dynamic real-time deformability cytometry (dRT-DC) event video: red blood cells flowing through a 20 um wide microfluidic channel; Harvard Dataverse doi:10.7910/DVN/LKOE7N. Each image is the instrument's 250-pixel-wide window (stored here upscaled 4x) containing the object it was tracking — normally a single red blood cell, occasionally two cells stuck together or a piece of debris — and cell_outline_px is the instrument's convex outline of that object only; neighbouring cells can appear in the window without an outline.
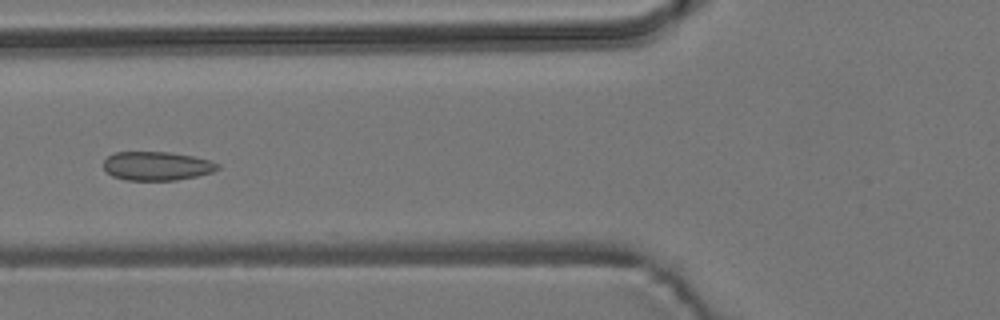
{"species": "common noctule bat (a hibernating species)", "species_latin": "Nyctalus noctula", "temperature_condition": "room temperature", "stored_images_in_passage": 8, "camera_frame_rate_fps": 3000, "um_per_image_px": 0.085, "animal": {"sex": "male", "body_mass_g": 19.2, "forearm_length_mm": 51.8}, "frame": {"image": 1, "passage_image": 5, "time_ms": 6.333, "image_size_px": [1000, 320], "cell_outline_px": [[220, 168], [212, 172], [196, 176], [176, 180], [128, 180], [112, 176], [104, 168], [104, 160], [108, 156], [116, 152], [168, 152], [192, 156], [212, 160], [220, 164]], "centroid_in_image_um": [13.36, 14.1], "position_along_channel_um": 112.4, "area_um2": 19.13}}
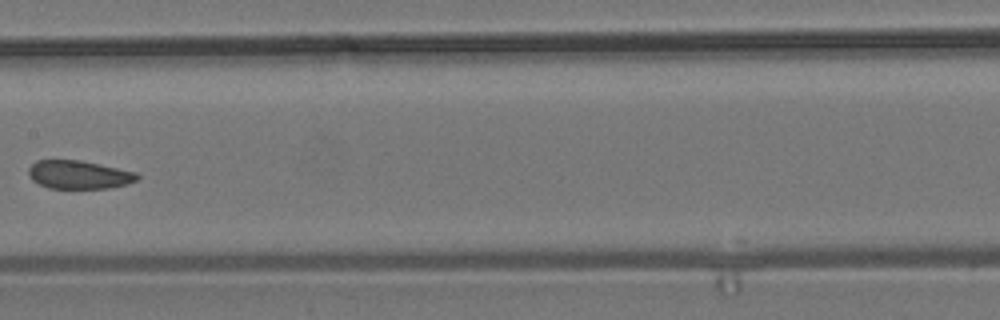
{"frame": {"image": 2, "passage_image": 7, "time_ms": 8.667, "image_size_px": [1000, 320], "cell_outline_px": [[140, 176], [136, 180], [124, 184], [108, 188], [48, 188], [32, 180], [28, 176], [28, 168], [36, 160], [80, 160], [136, 172]], "centroid_in_image_um": [6.66, 14.84], "position_along_channel_um": 200.7, "area_um2": 17.8}}
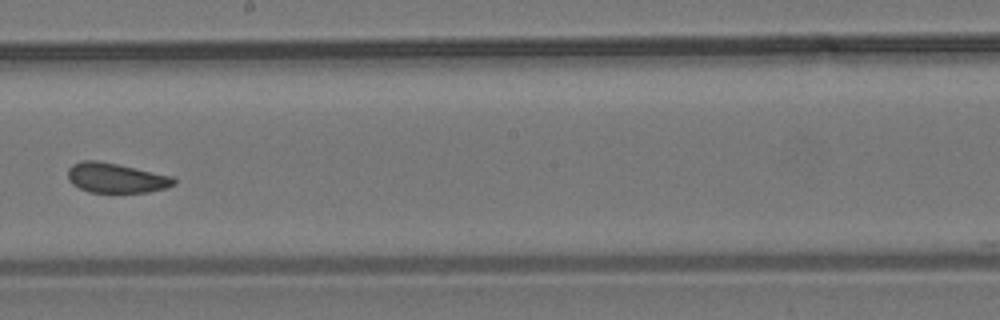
{"frame": {"image": 3, "passage_image": 8, "time_ms": 9.667, "image_size_px": [1000, 320], "cell_outline_px": [[176, 184], [164, 188], [148, 192], [88, 192], [72, 184], [68, 180], [68, 168], [72, 164], [84, 160], [96, 160], [116, 164], [172, 176], [176, 180]], "centroid_in_image_um": [9.83, 15.12], "position_along_channel_um": 238.4, "area_um2": 18.26}}